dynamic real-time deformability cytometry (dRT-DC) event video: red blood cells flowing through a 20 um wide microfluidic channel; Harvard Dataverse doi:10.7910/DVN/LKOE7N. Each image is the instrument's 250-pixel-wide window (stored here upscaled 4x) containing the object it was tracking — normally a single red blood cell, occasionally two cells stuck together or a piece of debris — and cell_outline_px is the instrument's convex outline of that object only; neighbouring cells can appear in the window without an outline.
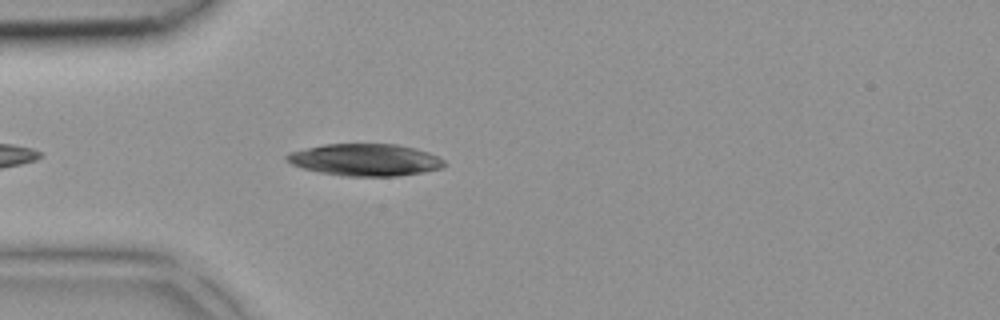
{"species": "common noctule bat (a hibernating species)", "species_latin": "Nyctalus noctula", "temperature_condition": "room temperature", "stored_images_in_passage": 33, "camera_frame_rate_fps": 3000, "um_per_image_px": 0.085, "animal": {"sex": "female", "body_mass_g": 18.4}, "frame": {"image": 1, "passage_image": 3, "time_ms": 0.667, "image_size_px": [1000, 320], "cell_outline_px": [[444, 164], [440, 168], [424, 172], [396, 176], [348, 176], [320, 172], [304, 168], [292, 164], [284, 156], [292, 152], [324, 144], [396, 144], [416, 148], [428, 152], [444, 160]], "centroid_in_image_um": [31.07, 13.58], "position_along_channel_um": 53.9, "area_um2": 29.02}}
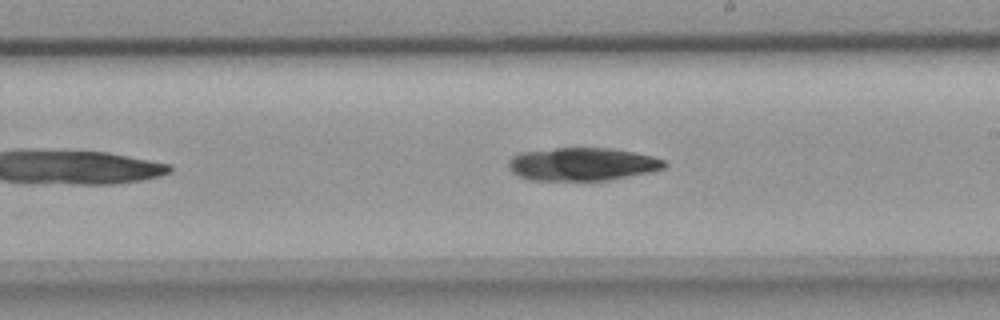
{"frame": {"image": 2, "passage_image": 15, "time_ms": 4.667, "image_size_px": [1000, 320], "cell_outline_px": [[668, 164], [664, 168], [652, 172], [608, 180], [528, 180], [512, 172], [508, 168], [508, 160], [512, 156], [520, 152], [556, 148], [612, 148], [636, 152], [652, 156], [664, 160]], "centroid_in_image_um": [49.5, 13.95], "position_along_channel_um": 239.5, "area_um2": 30.23}}
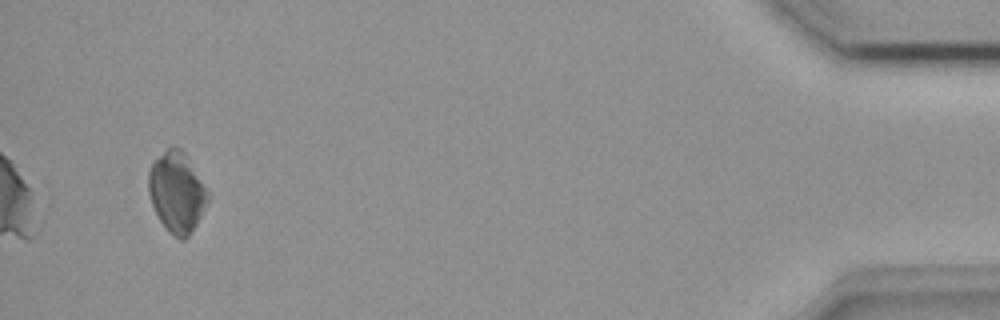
{"frame": {"image": 3, "passage_image": 31, "time_ms": 10.0, "image_size_px": [1000, 320], "cell_outline_px": [[208, 200], [196, 224], [188, 236], [184, 240], [180, 240], [168, 232], [160, 220], [152, 204], [148, 192], [148, 172], [152, 164], [172, 144], [180, 148], [184, 152], [208, 192]], "centroid_in_image_um": [15.01, 16.35], "position_along_channel_um": 420.2, "area_um2": 27.28}}